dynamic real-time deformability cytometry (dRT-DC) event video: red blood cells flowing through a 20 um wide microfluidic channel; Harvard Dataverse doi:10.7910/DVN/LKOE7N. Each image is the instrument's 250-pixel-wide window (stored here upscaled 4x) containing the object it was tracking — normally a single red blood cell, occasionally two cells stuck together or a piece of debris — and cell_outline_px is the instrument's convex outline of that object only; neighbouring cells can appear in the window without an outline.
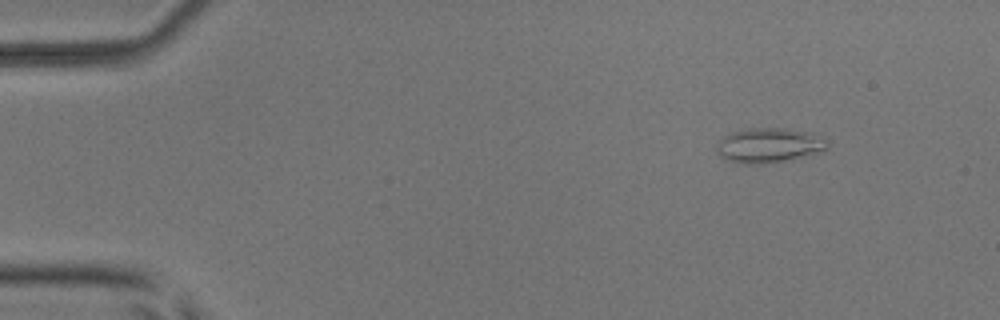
{"species": "common noctule bat (a hibernating species)", "species_latin": "Nyctalus noctula", "temperature_condition": "room temperature", "stored_images_in_passage": 3, "camera_frame_rate_fps": 3000, "um_per_image_px": 0.085, "animal": {"sex": "male", "body_mass_g": 17.9, "forearm_length_mm": 54.2}, "frame": {"image": 1, "passage_image": 1, "time_ms": 0.0, "image_size_px": [1000, 320], "cell_outline_px": [[828, 148], [784, 160], [764, 164], [744, 164], [720, 156], [716, 152], [716, 144], [724, 136], [732, 132], [752, 128], [784, 128], [812, 132], [828, 140]], "centroid_in_image_um": [65.33, 12.33], "position_along_channel_um": 19.7, "area_um2": 22.02}}